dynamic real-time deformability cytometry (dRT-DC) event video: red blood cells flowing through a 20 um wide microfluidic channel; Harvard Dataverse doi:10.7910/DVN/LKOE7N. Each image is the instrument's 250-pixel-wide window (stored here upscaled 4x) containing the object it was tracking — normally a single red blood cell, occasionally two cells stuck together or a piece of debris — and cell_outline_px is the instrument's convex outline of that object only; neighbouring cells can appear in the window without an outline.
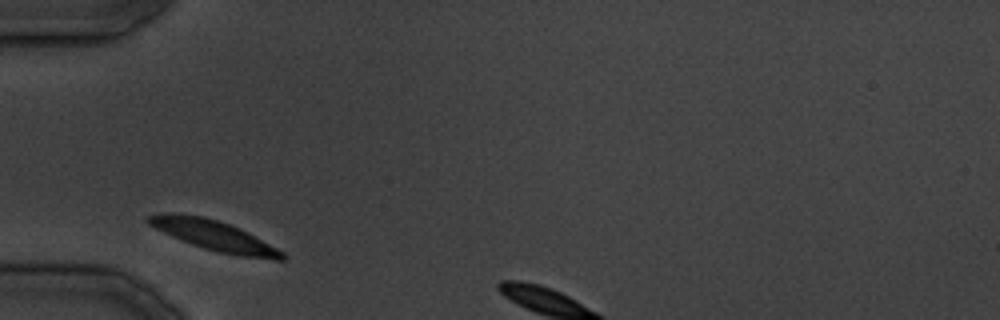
{"species": "common noctule bat (a hibernating species)", "species_latin": "Nyctalus noctula", "temperature_condition": "cold", "stored_images_in_passage": 3, "camera_frame_rate_fps": 3000, "um_per_image_px": 0.085, "animal": {"sex": "male", "body_mass_g": 19.5, "forearm_length_mm": 54.6}, "frame": {"image": 1, "passage_image": 1, "time_ms": 0.0, "image_size_px": [1000, 320], "cell_outline_px": [[288, 256], [284, 260], [272, 260], [236, 256], [204, 248], [180, 240], [148, 224], [144, 220], [148, 216], [168, 212], [204, 216], [240, 228], [284, 252]], "centroid_in_image_um": [18.23, 20.04], "position_along_channel_um": 66.8, "area_um2": 23.47}}